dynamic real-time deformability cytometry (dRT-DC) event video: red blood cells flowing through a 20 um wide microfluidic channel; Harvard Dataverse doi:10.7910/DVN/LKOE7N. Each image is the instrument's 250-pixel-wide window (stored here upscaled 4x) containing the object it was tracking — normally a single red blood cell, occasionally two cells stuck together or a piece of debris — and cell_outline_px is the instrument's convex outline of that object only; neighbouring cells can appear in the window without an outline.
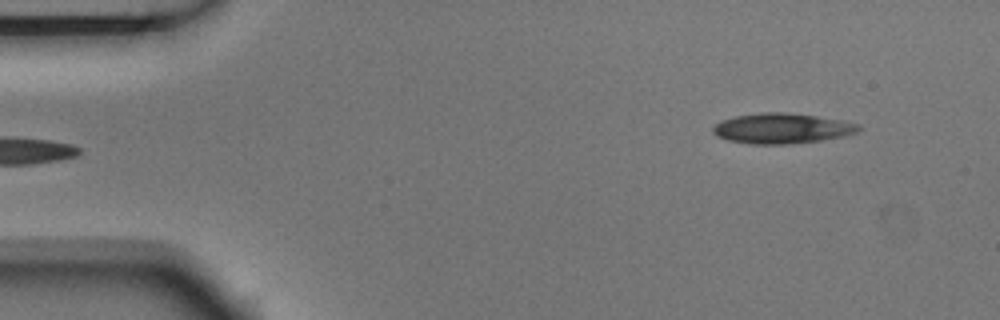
{"species": "Egyptian fruit bat (a non-hibernating species)", "species_latin": "Rousettus aegyptiacus", "temperature_condition": "room temperature", "stored_images_in_passage": 6, "segment_of_instrument_passage": [2, 2], "camera_frame_rate_fps": 3000, "um_per_image_px": 0.085, "animal": {"sex": "male"}, "frame": {"image": 1, "passage_image": 6, "time_ms": 1.667, "image_size_px": [1000, 320], "cell_outline_px": [[864, 128], [856, 132], [844, 136], [820, 140], [784, 144], [748, 144], [728, 140], [716, 136], [712, 132], [712, 128], [720, 120], [736, 116], [764, 112], [784, 112], [816, 116], [844, 120], [860, 124]], "centroid_in_image_um": [66.47, 10.91], "position_along_channel_um": 18.5, "area_um2": 25.78}}